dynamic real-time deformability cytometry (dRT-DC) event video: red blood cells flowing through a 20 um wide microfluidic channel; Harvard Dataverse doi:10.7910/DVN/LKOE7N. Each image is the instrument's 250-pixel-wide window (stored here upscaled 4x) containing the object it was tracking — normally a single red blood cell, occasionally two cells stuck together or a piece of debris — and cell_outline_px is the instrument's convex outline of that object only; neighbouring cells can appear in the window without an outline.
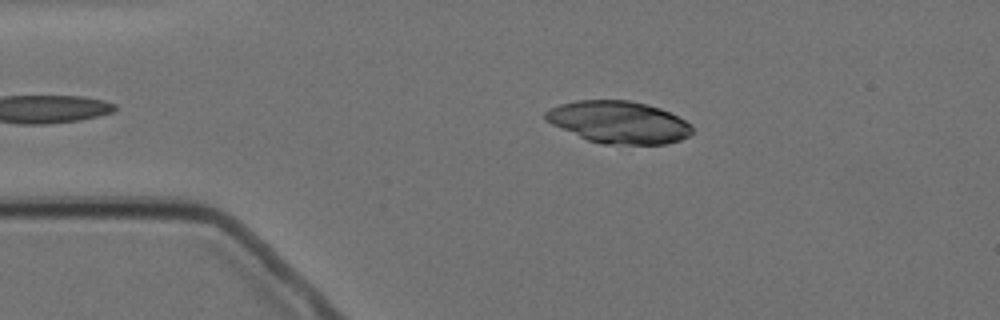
{"species": "Egyptian fruit bat (a non-hibernating species)", "species_latin": "Rousettus aegyptiacus", "temperature_condition": "cold", "stored_images_in_passage": 8, "camera_frame_rate_fps": 3000, "um_per_image_px": 0.085, "animal": {"sex": "female"}, "frame": {"image": 1, "passage_image": 2, "time_ms": 1.333, "image_size_px": [1000, 320], "cell_outline_px": [[692, 132], [688, 136], [680, 140], [664, 144], [604, 144], [588, 140], [552, 124], [544, 120], [544, 112], [560, 104], [580, 100], [628, 100], [660, 108], [692, 124]], "centroid_in_image_um": [52.59, 10.39], "position_along_channel_um": 32.4, "area_um2": 35.72}}